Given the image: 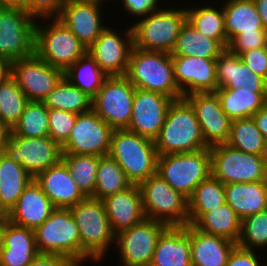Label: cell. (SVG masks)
Instances as JSON below:
<instances>
[{
    "label": "cell",
    "mask_w": 267,
    "mask_h": 266,
    "mask_svg": "<svg viewBox=\"0 0 267 266\" xmlns=\"http://www.w3.org/2000/svg\"><path fill=\"white\" fill-rule=\"evenodd\" d=\"M125 77L136 88L162 93L173 100L183 98L175 81L170 53L145 51L133 46Z\"/></svg>",
    "instance_id": "obj_3"
},
{
    "label": "cell",
    "mask_w": 267,
    "mask_h": 266,
    "mask_svg": "<svg viewBox=\"0 0 267 266\" xmlns=\"http://www.w3.org/2000/svg\"><path fill=\"white\" fill-rule=\"evenodd\" d=\"M135 90L125 76H108L92 99V110L113 129H126L131 121Z\"/></svg>",
    "instance_id": "obj_12"
},
{
    "label": "cell",
    "mask_w": 267,
    "mask_h": 266,
    "mask_svg": "<svg viewBox=\"0 0 267 266\" xmlns=\"http://www.w3.org/2000/svg\"><path fill=\"white\" fill-rule=\"evenodd\" d=\"M156 173L187 199L211 175L209 148L158 156Z\"/></svg>",
    "instance_id": "obj_7"
},
{
    "label": "cell",
    "mask_w": 267,
    "mask_h": 266,
    "mask_svg": "<svg viewBox=\"0 0 267 266\" xmlns=\"http://www.w3.org/2000/svg\"><path fill=\"white\" fill-rule=\"evenodd\" d=\"M241 218L227 204L204 213L193 226L210 235H218L238 242L241 234Z\"/></svg>",
    "instance_id": "obj_34"
},
{
    "label": "cell",
    "mask_w": 267,
    "mask_h": 266,
    "mask_svg": "<svg viewBox=\"0 0 267 266\" xmlns=\"http://www.w3.org/2000/svg\"><path fill=\"white\" fill-rule=\"evenodd\" d=\"M225 48L216 40L206 37L187 20L182 25L171 56H191L216 59Z\"/></svg>",
    "instance_id": "obj_33"
},
{
    "label": "cell",
    "mask_w": 267,
    "mask_h": 266,
    "mask_svg": "<svg viewBox=\"0 0 267 266\" xmlns=\"http://www.w3.org/2000/svg\"><path fill=\"white\" fill-rule=\"evenodd\" d=\"M173 99L158 92L136 88L131 121L126 130L155 140Z\"/></svg>",
    "instance_id": "obj_18"
},
{
    "label": "cell",
    "mask_w": 267,
    "mask_h": 266,
    "mask_svg": "<svg viewBox=\"0 0 267 266\" xmlns=\"http://www.w3.org/2000/svg\"><path fill=\"white\" fill-rule=\"evenodd\" d=\"M47 108L82 114L92 110V98L72 85L64 76L43 100Z\"/></svg>",
    "instance_id": "obj_38"
},
{
    "label": "cell",
    "mask_w": 267,
    "mask_h": 266,
    "mask_svg": "<svg viewBox=\"0 0 267 266\" xmlns=\"http://www.w3.org/2000/svg\"><path fill=\"white\" fill-rule=\"evenodd\" d=\"M258 251L247 250L236 246L227 261L226 266H267L263 260H259Z\"/></svg>",
    "instance_id": "obj_50"
},
{
    "label": "cell",
    "mask_w": 267,
    "mask_h": 266,
    "mask_svg": "<svg viewBox=\"0 0 267 266\" xmlns=\"http://www.w3.org/2000/svg\"><path fill=\"white\" fill-rule=\"evenodd\" d=\"M40 21L46 24L36 20L35 53L43 61L65 72L87 53V47L57 18Z\"/></svg>",
    "instance_id": "obj_6"
},
{
    "label": "cell",
    "mask_w": 267,
    "mask_h": 266,
    "mask_svg": "<svg viewBox=\"0 0 267 266\" xmlns=\"http://www.w3.org/2000/svg\"><path fill=\"white\" fill-rule=\"evenodd\" d=\"M252 118L254 119L257 128L262 133L264 139L267 138V104L258 110Z\"/></svg>",
    "instance_id": "obj_52"
},
{
    "label": "cell",
    "mask_w": 267,
    "mask_h": 266,
    "mask_svg": "<svg viewBox=\"0 0 267 266\" xmlns=\"http://www.w3.org/2000/svg\"><path fill=\"white\" fill-rule=\"evenodd\" d=\"M70 211L79 228L81 239V266L87 260L93 264L102 262L108 253V249L115 245L116 235L110 226L108 216L102 200L86 197ZM113 243V244H112ZM83 262V263H82Z\"/></svg>",
    "instance_id": "obj_2"
},
{
    "label": "cell",
    "mask_w": 267,
    "mask_h": 266,
    "mask_svg": "<svg viewBox=\"0 0 267 266\" xmlns=\"http://www.w3.org/2000/svg\"><path fill=\"white\" fill-rule=\"evenodd\" d=\"M110 226L115 235L145 219L142 195L138 185L102 199Z\"/></svg>",
    "instance_id": "obj_24"
},
{
    "label": "cell",
    "mask_w": 267,
    "mask_h": 266,
    "mask_svg": "<svg viewBox=\"0 0 267 266\" xmlns=\"http://www.w3.org/2000/svg\"><path fill=\"white\" fill-rule=\"evenodd\" d=\"M131 185L132 183L127 179L125 172L115 159L109 155L99 157L93 198L102 200Z\"/></svg>",
    "instance_id": "obj_39"
},
{
    "label": "cell",
    "mask_w": 267,
    "mask_h": 266,
    "mask_svg": "<svg viewBox=\"0 0 267 266\" xmlns=\"http://www.w3.org/2000/svg\"><path fill=\"white\" fill-rule=\"evenodd\" d=\"M192 266H226L232 250L237 246L232 240L210 235L189 224Z\"/></svg>",
    "instance_id": "obj_28"
},
{
    "label": "cell",
    "mask_w": 267,
    "mask_h": 266,
    "mask_svg": "<svg viewBox=\"0 0 267 266\" xmlns=\"http://www.w3.org/2000/svg\"><path fill=\"white\" fill-rule=\"evenodd\" d=\"M168 226L160 221L144 219L115 237L120 266H150L159 236Z\"/></svg>",
    "instance_id": "obj_14"
},
{
    "label": "cell",
    "mask_w": 267,
    "mask_h": 266,
    "mask_svg": "<svg viewBox=\"0 0 267 266\" xmlns=\"http://www.w3.org/2000/svg\"><path fill=\"white\" fill-rule=\"evenodd\" d=\"M226 144L236 150L262 155L264 137L252 117L233 120Z\"/></svg>",
    "instance_id": "obj_41"
},
{
    "label": "cell",
    "mask_w": 267,
    "mask_h": 266,
    "mask_svg": "<svg viewBox=\"0 0 267 266\" xmlns=\"http://www.w3.org/2000/svg\"><path fill=\"white\" fill-rule=\"evenodd\" d=\"M11 130L0 121V153L3 152L6 143L8 142Z\"/></svg>",
    "instance_id": "obj_55"
},
{
    "label": "cell",
    "mask_w": 267,
    "mask_h": 266,
    "mask_svg": "<svg viewBox=\"0 0 267 266\" xmlns=\"http://www.w3.org/2000/svg\"><path fill=\"white\" fill-rule=\"evenodd\" d=\"M64 3L63 0H24L23 8L35 21L53 19L59 17Z\"/></svg>",
    "instance_id": "obj_46"
},
{
    "label": "cell",
    "mask_w": 267,
    "mask_h": 266,
    "mask_svg": "<svg viewBox=\"0 0 267 266\" xmlns=\"http://www.w3.org/2000/svg\"><path fill=\"white\" fill-rule=\"evenodd\" d=\"M11 63L0 58V85L10 76Z\"/></svg>",
    "instance_id": "obj_54"
},
{
    "label": "cell",
    "mask_w": 267,
    "mask_h": 266,
    "mask_svg": "<svg viewBox=\"0 0 267 266\" xmlns=\"http://www.w3.org/2000/svg\"><path fill=\"white\" fill-rule=\"evenodd\" d=\"M38 254L33 229L0 218V266H27Z\"/></svg>",
    "instance_id": "obj_22"
},
{
    "label": "cell",
    "mask_w": 267,
    "mask_h": 266,
    "mask_svg": "<svg viewBox=\"0 0 267 266\" xmlns=\"http://www.w3.org/2000/svg\"><path fill=\"white\" fill-rule=\"evenodd\" d=\"M10 76L29 101L43 102L64 77V71L52 67L34 53L11 62Z\"/></svg>",
    "instance_id": "obj_15"
},
{
    "label": "cell",
    "mask_w": 267,
    "mask_h": 266,
    "mask_svg": "<svg viewBox=\"0 0 267 266\" xmlns=\"http://www.w3.org/2000/svg\"><path fill=\"white\" fill-rule=\"evenodd\" d=\"M108 155L115 159L134 185L156 174L158 154L152 139L126 129H114Z\"/></svg>",
    "instance_id": "obj_4"
},
{
    "label": "cell",
    "mask_w": 267,
    "mask_h": 266,
    "mask_svg": "<svg viewBox=\"0 0 267 266\" xmlns=\"http://www.w3.org/2000/svg\"><path fill=\"white\" fill-rule=\"evenodd\" d=\"M24 0H0V7L23 8Z\"/></svg>",
    "instance_id": "obj_56"
},
{
    "label": "cell",
    "mask_w": 267,
    "mask_h": 266,
    "mask_svg": "<svg viewBox=\"0 0 267 266\" xmlns=\"http://www.w3.org/2000/svg\"><path fill=\"white\" fill-rule=\"evenodd\" d=\"M54 209L52 202L33 179L5 218L12 224L35 230L48 219Z\"/></svg>",
    "instance_id": "obj_25"
},
{
    "label": "cell",
    "mask_w": 267,
    "mask_h": 266,
    "mask_svg": "<svg viewBox=\"0 0 267 266\" xmlns=\"http://www.w3.org/2000/svg\"><path fill=\"white\" fill-rule=\"evenodd\" d=\"M217 88L267 89V80L252 71L228 48L216 58Z\"/></svg>",
    "instance_id": "obj_27"
},
{
    "label": "cell",
    "mask_w": 267,
    "mask_h": 266,
    "mask_svg": "<svg viewBox=\"0 0 267 266\" xmlns=\"http://www.w3.org/2000/svg\"><path fill=\"white\" fill-rule=\"evenodd\" d=\"M138 186L146 219L163 222L168 227L189 224L188 199L157 173Z\"/></svg>",
    "instance_id": "obj_8"
},
{
    "label": "cell",
    "mask_w": 267,
    "mask_h": 266,
    "mask_svg": "<svg viewBox=\"0 0 267 266\" xmlns=\"http://www.w3.org/2000/svg\"><path fill=\"white\" fill-rule=\"evenodd\" d=\"M174 77L182 97L193 93L215 92L216 59L172 56Z\"/></svg>",
    "instance_id": "obj_21"
},
{
    "label": "cell",
    "mask_w": 267,
    "mask_h": 266,
    "mask_svg": "<svg viewBox=\"0 0 267 266\" xmlns=\"http://www.w3.org/2000/svg\"><path fill=\"white\" fill-rule=\"evenodd\" d=\"M225 31L229 43L242 32L267 31L253 0H223Z\"/></svg>",
    "instance_id": "obj_32"
},
{
    "label": "cell",
    "mask_w": 267,
    "mask_h": 266,
    "mask_svg": "<svg viewBox=\"0 0 267 266\" xmlns=\"http://www.w3.org/2000/svg\"><path fill=\"white\" fill-rule=\"evenodd\" d=\"M103 4L95 1H66L57 18L62 22L87 48H89L107 27L103 24Z\"/></svg>",
    "instance_id": "obj_20"
},
{
    "label": "cell",
    "mask_w": 267,
    "mask_h": 266,
    "mask_svg": "<svg viewBox=\"0 0 267 266\" xmlns=\"http://www.w3.org/2000/svg\"><path fill=\"white\" fill-rule=\"evenodd\" d=\"M86 1H95V2H100L104 4L106 1H109V0H86Z\"/></svg>",
    "instance_id": "obj_58"
},
{
    "label": "cell",
    "mask_w": 267,
    "mask_h": 266,
    "mask_svg": "<svg viewBox=\"0 0 267 266\" xmlns=\"http://www.w3.org/2000/svg\"><path fill=\"white\" fill-rule=\"evenodd\" d=\"M67 80L92 99L97 95L108 75L87 52L77 59L65 72Z\"/></svg>",
    "instance_id": "obj_37"
},
{
    "label": "cell",
    "mask_w": 267,
    "mask_h": 266,
    "mask_svg": "<svg viewBox=\"0 0 267 266\" xmlns=\"http://www.w3.org/2000/svg\"><path fill=\"white\" fill-rule=\"evenodd\" d=\"M49 112V133L55 142L62 146L69 138L74 127L77 115L72 112L48 108Z\"/></svg>",
    "instance_id": "obj_45"
},
{
    "label": "cell",
    "mask_w": 267,
    "mask_h": 266,
    "mask_svg": "<svg viewBox=\"0 0 267 266\" xmlns=\"http://www.w3.org/2000/svg\"><path fill=\"white\" fill-rule=\"evenodd\" d=\"M215 93L223 111L232 121L250 118L267 104V89L217 88Z\"/></svg>",
    "instance_id": "obj_30"
},
{
    "label": "cell",
    "mask_w": 267,
    "mask_h": 266,
    "mask_svg": "<svg viewBox=\"0 0 267 266\" xmlns=\"http://www.w3.org/2000/svg\"><path fill=\"white\" fill-rule=\"evenodd\" d=\"M184 98L195 111L205 144L209 148L226 144L232 120L223 111L216 93H193Z\"/></svg>",
    "instance_id": "obj_19"
},
{
    "label": "cell",
    "mask_w": 267,
    "mask_h": 266,
    "mask_svg": "<svg viewBox=\"0 0 267 266\" xmlns=\"http://www.w3.org/2000/svg\"><path fill=\"white\" fill-rule=\"evenodd\" d=\"M61 161L86 197H93L96 184L99 156L62 153Z\"/></svg>",
    "instance_id": "obj_40"
},
{
    "label": "cell",
    "mask_w": 267,
    "mask_h": 266,
    "mask_svg": "<svg viewBox=\"0 0 267 266\" xmlns=\"http://www.w3.org/2000/svg\"><path fill=\"white\" fill-rule=\"evenodd\" d=\"M3 153L35 177L61 161L62 147L50 136H9Z\"/></svg>",
    "instance_id": "obj_13"
},
{
    "label": "cell",
    "mask_w": 267,
    "mask_h": 266,
    "mask_svg": "<svg viewBox=\"0 0 267 266\" xmlns=\"http://www.w3.org/2000/svg\"><path fill=\"white\" fill-rule=\"evenodd\" d=\"M237 246L247 250L267 247V209L242 219Z\"/></svg>",
    "instance_id": "obj_44"
},
{
    "label": "cell",
    "mask_w": 267,
    "mask_h": 266,
    "mask_svg": "<svg viewBox=\"0 0 267 266\" xmlns=\"http://www.w3.org/2000/svg\"><path fill=\"white\" fill-rule=\"evenodd\" d=\"M34 180L55 208H70L86 198L62 161L37 174Z\"/></svg>",
    "instance_id": "obj_23"
},
{
    "label": "cell",
    "mask_w": 267,
    "mask_h": 266,
    "mask_svg": "<svg viewBox=\"0 0 267 266\" xmlns=\"http://www.w3.org/2000/svg\"><path fill=\"white\" fill-rule=\"evenodd\" d=\"M122 2L123 10L132 15L133 18H144L150 13L158 11L161 7L160 0H119ZM159 2V3H158ZM126 9V10H125Z\"/></svg>",
    "instance_id": "obj_49"
},
{
    "label": "cell",
    "mask_w": 267,
    "mask_h": 266,
    "mask_svg": "<svg viewBox=\"0 0 267 266\" xmlns=\"http://www.w3.org/2000/svg\"><path fill=\"white\" fill-rule=\"evenodd\" d=\"M226 203L241 218L267 209V180L224 184Z\"/></svg>",
    "instance_id": "obj_29"
},
{
    "label": "cell",
    "mask_w": 267,
    "mask_h": 266,
    "mask_svg": "<svg viewBox=\"0 0 267 266\" xmlns=\"http://www.w3.org/2000/svg\"><path fill=\"white\" fill-rule=\"evenodd\" d=\"M34 179L22 165L0 153V216L5 217Z\"/></svg>",
    "instance_id": "obj_31"
},
{
    "label": "cell",
    "mask_w": 267,
    "mask_h": 266,
    "mask_svg": "<svg viewBox=\"0 0 267 266\" xmlns=\"http://www.w3.org/2000/svg\"><path fill=\"white\" fill-rule=\"evenodd\" d=\"M132 47L131 25L121 35L107 26L87 52L108 76H125Z\"/></svg>",
    "instance_id": "obj_17"
},
{
    "label": "cell",
    "mask_w": 267,
    "mask_h": 266,
    "mask_svg": "<svg viewBox=\"0 0 267 266\" xmlns=\"http://www.w3.org/2000/svg\"><path fill=\"white\" fill-rule=\"evenodd\" d=\"M240 58L252 71L267 80V47L243 52Z\"/></svg>",
    "instance_id": "obj_48"
},
{
    "label": "cell",
    "mask_w": 267,
    "mask_h": 266,
    "mask_svg": "<svg viewBox=\"0 0 267 266\" xmlns=\"http://www.w3.org/2000/svg\"><path fill=\"white\" fill-rule=\"evenodd\" d=\"M35 25L24 8L0 7V58L11 63L33 55Z\"/></svg>",
    "instance_id": "obj_11"
},
{
    "label": "cell",
    "mask_w": 267,
    "mask_h": 266,
    "mask_svg": "<svg viewBox=\"0 0 267 266\" xmlns=\"http://www.w3.org/2000/svg\"><path fill=\"white\" fill-rule=\"evenodd\" d=\"M186 20L185 8L161 7L131 25L133 46L145 51L171 53Z\"/></svg>",
    "instance_id": "obj_5"
},
{
    "label": "cell",
    "mask_w": 267,
    "mask_h": 266,
    "mask_svg": "<svg viewBox=\"0 0 267 266\" xmlns=\"http://www.w3.org/2000/svg\"><path fill=\"white\" fill-rule=\"evenodd\" d=\"M226 203L224 184L214 176L200 182L188 198L189 224H194L204 213Z\"/></svg>",
    "instance_id": "obj_35"
},
{
    "label": "cell",
    "mask_w": 267,
    "mask_h": 266,
    "mask_svg": "<svg viewBox=\"0 0 267 266\" xmlns=\"http://www.w3.org/2000/svg\"><path fill=\"white\" fill-rule=\"evenodd\" d=\"M28 102L17 82L9 76L0 85V121L11 130Z\"/></svg>",
    "instance_id": "obj_43"
},
{
    "label": "cell",
    "mask_w": 267,
    "mask_h": 266,
    "mask_svg": "<svg viewBox=\"0 0 267 266\" xmlns=\"http://www.w3.org/2000/svg\"><path fill=\"white\" fill-rule=\"evenodd\" d=\"M150 266H192L189 224L169 226L162 232Z\"/></svg>",
    "instance_id": "obj_26"
},
{
    "label": "cell",
    "mask_w": 267,
    "mask_h": 266,
    "mask_svg": "<svg viewBox=\"0 0 267 266\" xmlns=\"http://www.w3.org/2000/svg\"><path fill=\"white\" fill-rule=\"evenodd\" d=\"M34 232L38 253L67 256L81 266L80 232L70 208H55Z\"/></svg>",
    "instance_id": "obj_9"
},
{
    "label": "cell",
    "mask_w": 267,
    "mask_h": 266,
    "mask_svg": "<svg viewBox=\"0 0 267 266\" xmlns=\"http://www.w3.org/2000/svg\"><path fill=\"white\" fill-rule=\"evenodd\" d=\"M262 156L267 163V138L264 139V150H263Z\"/></svg>",
    "instance_id": "obj_57"
},
{
    "label": "cell",
    "mask_w": 267,
    "mask_h": 266,
    "mask_svg": "<svg viewBox=\"0 0 267 266\" xmlns=\"http://www.w3.org/2000/svg\"><path fill=\"white\" fill-rule=\"evenodd\" d=\"M267 47V31L242 32L228 45V49L237 55L243 52Z\"/></svg>",
    "instance_id": "obj_47"
},
{
    "label": "cell",
    "mask_w": 267,
    "mask_h": 266,
    "mask_svg": "<svg viewBox=\"0 0 267 266\" xmlns=\"http://www.w3.org/2000/svg\"><path fill=\"white\" fill-rule=\"evenodd\" d=\"M113 131L93 110L78 114L62 153L108 155Z\"/></svg>",
    "instance_id": "obj_16"
},
{
    "label": "cell",
    "mask_w": 267,
    "mask_h": 266,
    "mask_svg": "<svg viewBox=\"0 0 267 266\" xmlns=\"http://www.w3.org/2000/svg\"><path fill=\"white\" fill-rule=\"evenodd\" d=\"M49 133V112L43 102L29 101L9 136L43 137Z\"/></svg>",
    "instance_id": "obj_42"
},
{
    "label": "cell",
    "mask_w": 267,
    "mask_h": 266,
    "mask_svg": "<svg viewBox=\"0 0 267 266\" xmlns=\"http://www.w3.org/2000/svg\"><path fill=\"white\" fill-rule=\"evenodd\" d=\"M209 150L211 175L223 184L267 180V163L262 155L245 153L227 144Z\"/></svg>",
    "instance_id": "obj_10"
},
{
    "label": "cell",
    "mask_w": 267,
    "mask_h": 266,
    "mask_svg": "<svg viewBox=\"0 0 267 266\" xmlns=\"http://www.w3.org/2000/svg\"><path fill=\"white\" fill-rule=\"evenodd\" d=\"M154 142L158 156L209 148L203 139L195 111L185 98L173 100L170 104Z\"/></svg>",
    "instance_id": "obj_1"
},
{
    "label": "cell",
    "mask_w": 267,
    "mask_h": 266,
    "mask_svg": "<svg viewBox=\"0 0 267 266\" xmlns=\"http://www.w3.org/2000/svg\"><path fill=\"white\" fill-rule=\"evenodd\" d=\"M261 18L263 27L267 30V0H253Z\"/></svg>",
    "instance_id": "obj_53"
},
{
    "label": "cell",
    "mask_w": 267,
    "mask_h": 266,
    "mask_svg": "<svg viewBox=\"0 0 267 266\" xmlns=\"http://www.w3.org/2000/svg\"><path fill=\"white\" fill-rule=\"evenodd\" d=\"M187 21L190 22L199 33L208 38L218 41L225 49L228 48V41L225 31L223 7L218 8L214 5L204 7L186 8Z\"/></svg>",
    "instance_id": "obj_36"
},
{
    "label": "cell",
    "mask_w": 267,
    "mask_h": 266,
    "mask_svg": "<svg viewBox=\"0 0 267 266\" xmlns=\"http://www.w3.org/2000/svg\"><path fill=\"white\" fill-rule=\"evenodd\" d=\"M27 266H79L67 256L39 253Z\"/></svg>",
    "instance_id": "obj_51"
}]
</instances>
